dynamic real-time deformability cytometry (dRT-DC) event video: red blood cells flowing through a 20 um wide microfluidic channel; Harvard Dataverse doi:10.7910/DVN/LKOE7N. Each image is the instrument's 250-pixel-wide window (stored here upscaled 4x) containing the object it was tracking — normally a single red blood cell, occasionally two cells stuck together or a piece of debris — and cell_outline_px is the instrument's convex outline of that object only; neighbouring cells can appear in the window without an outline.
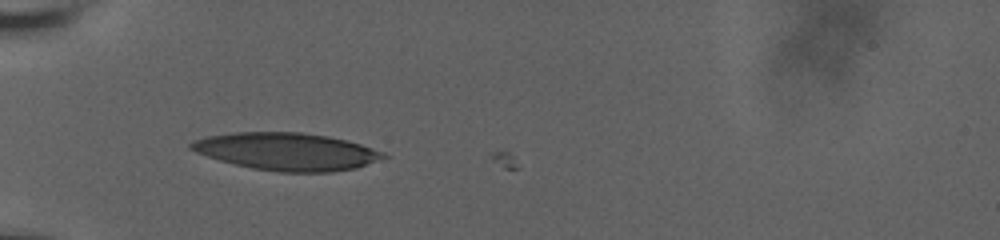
{"species": "human", "species_latin": "Homo sapiens", "temperature_condition": "room temperature", "stored_images_in_passage": 2, "camera_frame_rate_fps": 3000, "um_per_image_px": 0.085, "donor": {"sex": "male"}, "frame": {"image": 1, "passage_image": 1, "time_ms": 0.0, "image_size_px": [1000, 240], "cell_outline_px": [[388, 156], [356, 168], [332, 172], [280, 172], [252, 168], [220, 160], [196, 152], [188, 148], [188, 144], [192, 140], [208, 136], [236, 132], [300, 132], [328, 136], [348, 140], [384, 152]], "centroid_in_image_um": [24.36, 12.87], "position_along_channel_um": 60.6, "area_um2": 41.91}}